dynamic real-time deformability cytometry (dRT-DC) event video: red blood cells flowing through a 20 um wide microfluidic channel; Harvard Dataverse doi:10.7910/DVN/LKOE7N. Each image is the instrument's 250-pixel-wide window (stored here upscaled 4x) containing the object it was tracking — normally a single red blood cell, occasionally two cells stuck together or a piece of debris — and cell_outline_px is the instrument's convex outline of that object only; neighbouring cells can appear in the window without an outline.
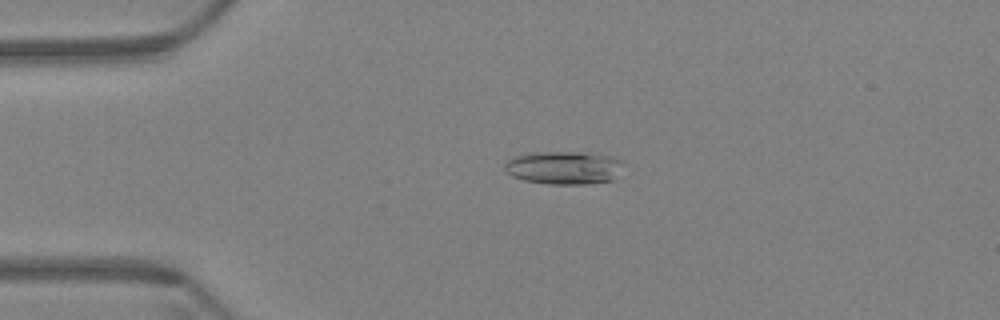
{"species": "Egyptian fruit bat (a non-hibernating species)", "species_latin": "Rousettus aegyptiacus", "temperature_condition": "warm", "stored_images_in_passage": 60, "camera_frame_rate_fps": 3000, "um_per_image_px": 0.085, "animal": {"sex": "female"}, "frame": {"image": 1, "passage_image": 14, "time_ms": 4.333, "image_size_px": [1000, 320], "cell_outline_px": [[624, 164], [612, 180], [588, 184], [548, 184], [524, 180], [512, 176], [504, 172], [504, 164], [508, 160], [516, 156], [536, 152], [596, 152], [612, 156], [620, 160]], "centroid_in_image_um": [47.93, 14.24], "position_along_channel_um": 37.1, "area_um2": 23.12}}
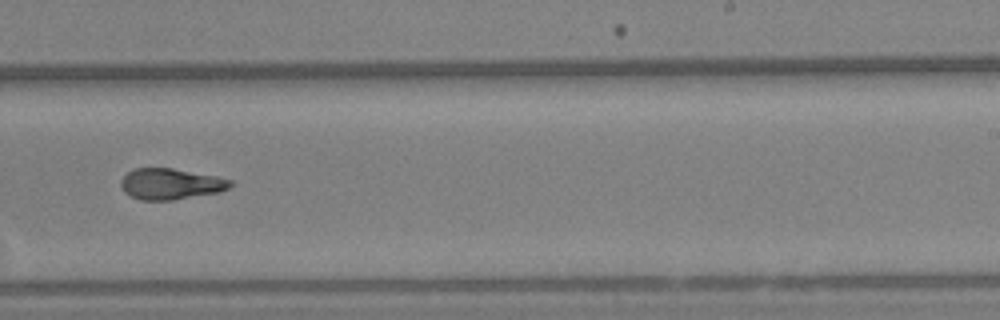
{"frame": {"image": 2, "passage_image": 38, "time_ms": 12.333, "image_size_px": [1000, 320], "cell_outline_px": [[236, 184], [220, 192], [172, 200], [140, 200], [124, 192], [120, 184], [120, 180], [132, 168], [172, 168], [216, 176], [232, 180]], "centroid_in_image_um": [14.52, 15.63], "position_along_channel_um": 274.5, "area_um2": 19.88}}
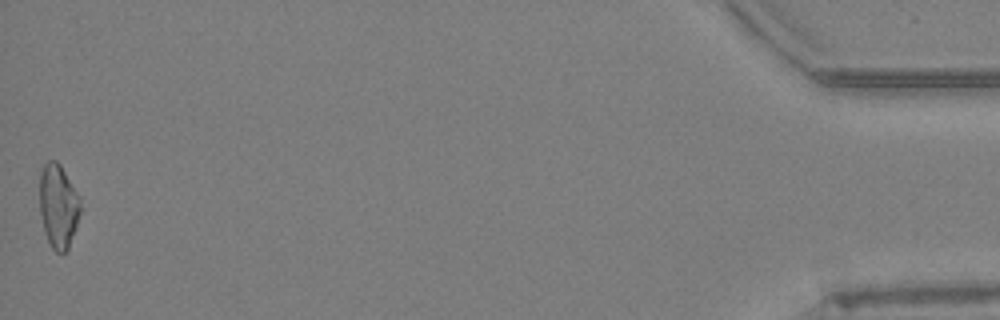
{"frame": {"image": 3, "passage_image": 60, "time_ms": 19.667, "image_size_px": [1000, 320], "cell_outline_px": [[80, 212], [76, 228], [68, 248], [64, 252], [56, 252], [52, 248], [44, 232], [40, 212], [40, 172], [44, 164], [48, 160], [56, 160], [60, 164], [80, 196]], "centroid_in_image_um": [4.96, 17.49], "position_along_channel_um": 430.2, "area_um2": 19.94}, "authors_computed_cell_mechanics": {"area_um2": 20.3456, "velocity_mm_per_s": 3.4226, "shape_relaxation_time_tau1_ms": 8.0939, "shape_relaxation_time_tau2_ms": 3.0057, "deformation_change_tau1": 0.2047, "deformation_change_tau2": 0.1169}}